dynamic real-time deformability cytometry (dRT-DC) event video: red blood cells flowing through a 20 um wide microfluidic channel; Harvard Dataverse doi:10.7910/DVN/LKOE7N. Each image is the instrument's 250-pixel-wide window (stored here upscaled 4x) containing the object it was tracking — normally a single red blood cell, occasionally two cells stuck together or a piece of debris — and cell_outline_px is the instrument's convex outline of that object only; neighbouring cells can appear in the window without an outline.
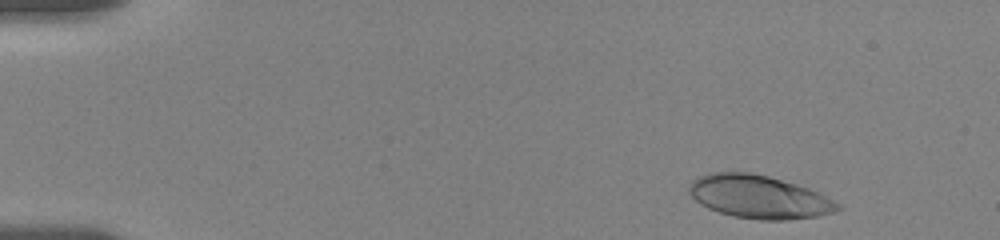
{"species": "human", "species_latin": "Homo sapiens", "temperature_condition": "room temperature", "stored_images_in_passage": 49, "camera_frame_rate_fps": 3000, "um_per_image_px": 0.085, "donor": {"sex": "female"}, "frame": {"image": 1, "passage_image": 2, "time_ms": 0.667, "image_size_px": [1000, 240], "cell_outline_px": [[844, 208], [836, 212], [820, 216], [788, 220], [760, 220], [732, 216], [708, 208], [700, 204], [688, 192], [688, 188], [692, 180], [700, 176], [712, 172], [748, 172], [768, 176], [796, 184], [808, 188], [840, 204]], "centroid_in_image_um": [64.52, 16.74], "position_along_channel_um": 20.5, "area_um2": 37.34}}
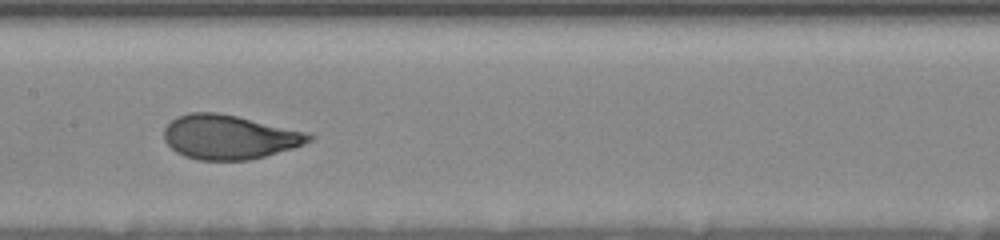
{"frame": {"image": 2, "passage_image": 32, "time_ms": 8.333, "image_size_px": [1000, 240], "cell_outline_px": [[316, 136], [312, 140], [304, 144], [292, 148], [264, 156], [248, 160], [200, 160], [184, 156], [176, 152], [164, 140], [164, 128], [176, 116], [188, 112], [216, 112], [236, 116], [304, 132]], "centroid_in_image_um": [19.44, 11.65], "position_along_channel_um": 188.0, "area_um2": 37.05}}
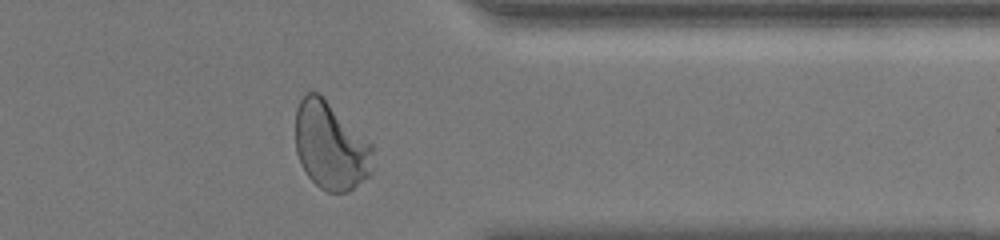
{"frame": {"image": 3, "passage_image": 48, "time_ms": 14.0, "image_size_px": [1000, 240], "cell_outline_px": [[372, 172], [368, 176], [348, 192], [328, 192], [320, 188], [308, 176], [300, 164], [296, 152], [296, 108], [300, 100], [308, 92], [316, 92], [372, 144]], "centroid_in_image_um": [28.08, 12.44], "position_along_channel_um": 383.3, "area_um2": 38.9}, "authors_computed_cell_mechanics": {"area_um2": 37.0498, "velocity_mm_per_s": 3.5511, "shape_relaxation_time_tau1_ms": 3.9533, "shape_relaxation_time_tau2_ms": null, "deformation_change_tau1": 0.1778, "deformation_change_tau2": null}}